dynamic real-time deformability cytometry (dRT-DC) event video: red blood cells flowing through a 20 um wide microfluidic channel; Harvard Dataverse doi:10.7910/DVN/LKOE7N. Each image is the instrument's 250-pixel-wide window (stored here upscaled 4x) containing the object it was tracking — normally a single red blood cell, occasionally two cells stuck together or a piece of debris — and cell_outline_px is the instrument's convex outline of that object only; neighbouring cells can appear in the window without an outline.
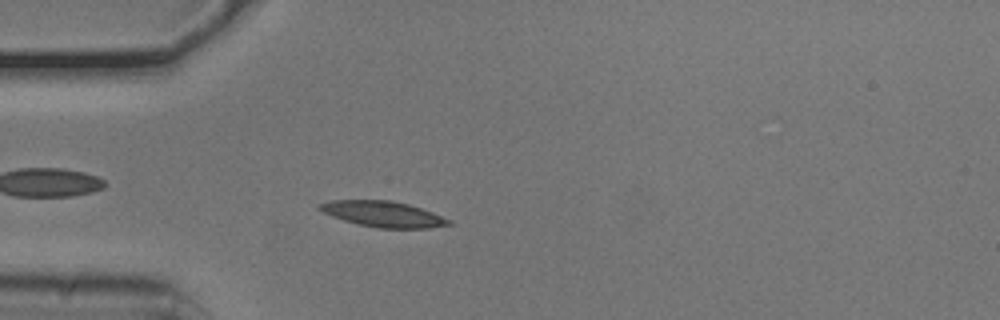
{"species": "common noctule bat (a hibernating species)", "species_latin": "Nyctalus noctula", "temperature_condition": "cold", "stored_images_in_passage": 53, "camera_frame_rate_fps": 3000, "um_per_image_px": 0.085, "animal": {"sex": "male", "body_mass_g": 20.5, "forearm_length_mm": 52.5}, "frame": {"image": 1, "passage_image": 14, "time_ms": 4.333, "image_size_px": [1000, 320], "cell_outline_px": [[452, 224], [428, 228], [376, 228], [344, 220], [332, 216], [316, 208], [316, 204], [332, 200], [392, 200], [408, 204], [432, 212], [452, 220]], "centroid_in_image_um": [32.55, 18.19], "position_along_channel_um": 52.4, "area_um2": 19.36}}
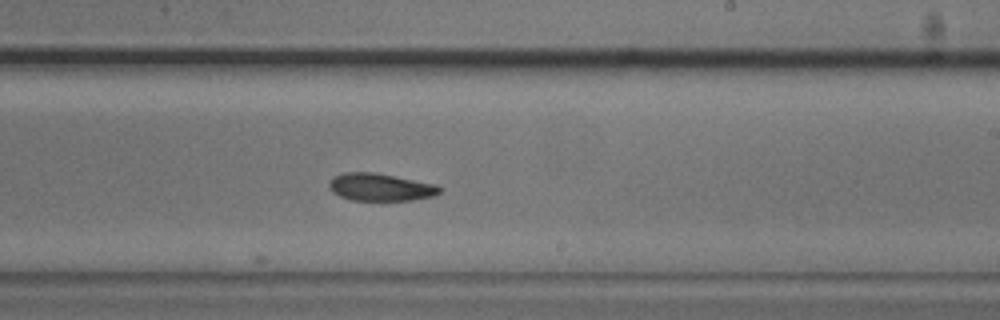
{"frame": {"image": 2, "passage_image": 31, "time_ms": 10.0, "image_size_px": [1000, 320], "cell_outline_px": [[444, 188], [440, 192], [432, 196], [412, 200], [352, 200], [340, 196], [332, 192], [328, 188], [328, 184], [332, 176], [344, 172], [372, 172], [436, 184]], "centroid_in_image_um": [32.3, 15.9], "position_along_channel_um": 256.7, "area_um2": 17.74}}
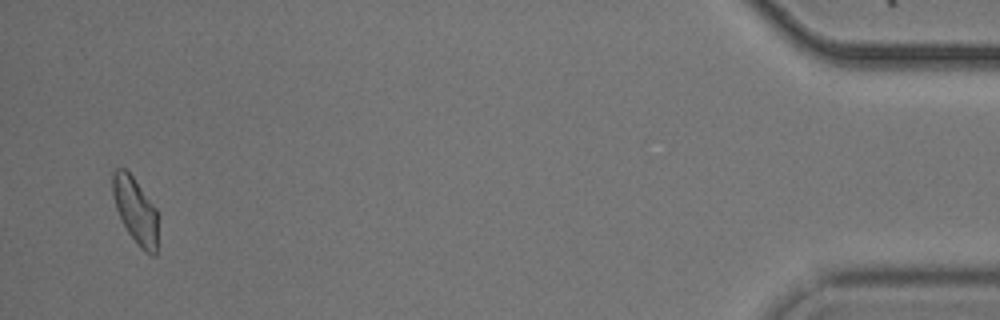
{"frame": {"image": 3, "passage_image": 51, "time_ms": 16.667, "image_size_px": [1000, 320], "cell_outline_px": [[156, 256], [152, 256], [144, 252], [136, 244], [128, 232], [116, 208], [112, 196], [112, 172], [116, 168], [124, 168], [132, 176], [156, 208]], "centroid_in_image_um": [11.48, 17.89], "position_along_channel_um": 423.7, "area_um2": 17.22}, "authors_computed_cell_mechanics": {"area_um2": 18.207, "velocity_mm_per_s": 3.746, "shape_relaxation_time_tau1_ms": 3.2159, "shape_relaxation_time_tau2_ms": 7.8452, "deformation_change_tau1": 0.1029, "deformation_change_tau2": 0.1493}}